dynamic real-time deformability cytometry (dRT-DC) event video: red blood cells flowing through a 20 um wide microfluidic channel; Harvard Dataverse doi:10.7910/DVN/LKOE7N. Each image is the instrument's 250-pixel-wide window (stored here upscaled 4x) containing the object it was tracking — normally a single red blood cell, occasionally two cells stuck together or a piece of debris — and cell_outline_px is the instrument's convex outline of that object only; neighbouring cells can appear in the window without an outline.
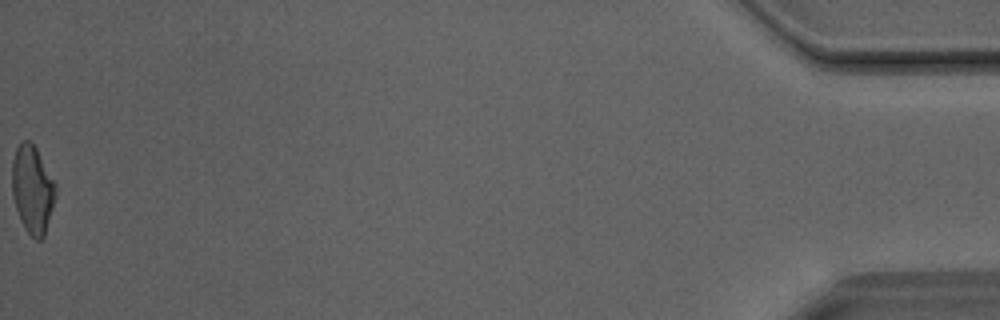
{"species": "Egyptian fruit bat (a non-hibernating species)", "species_latin": "Rousettus aegyptiacus", "temperature_condition": "room temperature", "stored_images_in_passage": 37, "camera_frame_rate_fps": 3000, "um_per_image_px": 0.085, "animal": {"sex": "male"}, "frame": {"image": 1, "passage_image": 37, "time_ms": 12.0, "image_size_px": [1000, 320], "cell_outline_px": [[56, 196], [44, 236], [40, 240], [36, 240], [24, 228], [20, 220], [12, 196], [12, 160], [16, 148], [20, 140], [28, 140], [36, 148], [56, 184]], "centroid_in_image_um": [2.75, 16.09], "position_along_channel_um": 432.5, "area_um2": 22.31}}